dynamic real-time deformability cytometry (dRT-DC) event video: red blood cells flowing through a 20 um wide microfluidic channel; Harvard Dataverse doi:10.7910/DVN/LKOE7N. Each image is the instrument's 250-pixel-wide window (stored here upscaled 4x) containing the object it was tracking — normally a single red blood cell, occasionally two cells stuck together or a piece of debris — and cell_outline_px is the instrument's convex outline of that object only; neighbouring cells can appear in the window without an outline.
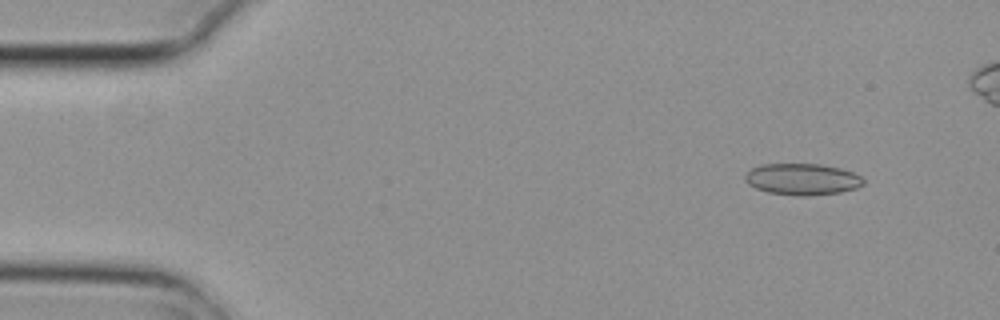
{"species": "common noctule bat (a hibernating species)", "species_latin": "Nyctalus noctula", "temperature_condition": "cold", "stored_images_in_passage": 6, "camera_frame_rate_fps": 3000, "um_per_image_px": 0.085, "animal": {"sex": "female", "body_mass_g": 29.2, "forearm_length_mm": 56.3}, "frame": {"image": 1, "passage_image": 2, "time_ms": 0.333, "image_size_px": [1000, 320], "cell_outline_px": [[864, 184], [856, 188], [840, 192], [804, 196], [800, 196], [768, 192], [756, 188], [748, 184], [744, 180], [744, 176], [752, 168], [760, 164], [820, 164], [840, 168], [852, 172], [860, 176], [864, 180]], "centroid_in_image_um": [68.18, 15.23], "position_along_channel_um": 16.8, "area_um2": 21.62}}
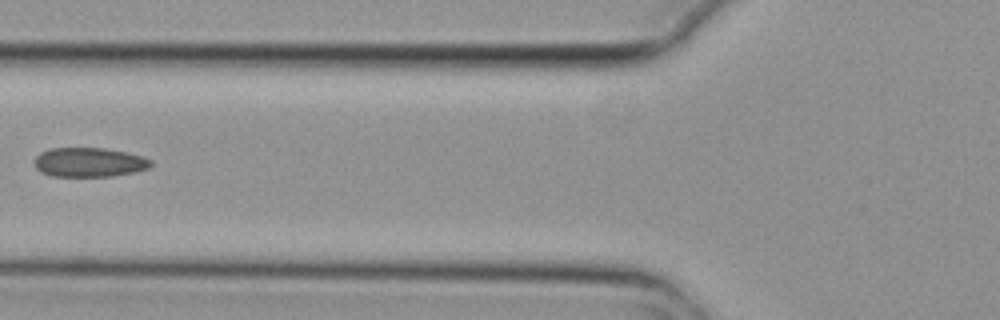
{"frame": {"image": 2, "passage_image": 6, "time_ms": 1.667, "image_size_px": [1000, 320], "cell_outline_px": [[152, 164], [148, 168], [132, 172], [112, 176], [52, 176], [40, 172], [36, 168], [36, 156], [40, 152], [48, 148], [104, 148], [144, 156], [152, 160]], "centroid_in_image_um": [7.57, 13.79], "position_along_channel_um": 118.2, "area_um2": 19.83}}